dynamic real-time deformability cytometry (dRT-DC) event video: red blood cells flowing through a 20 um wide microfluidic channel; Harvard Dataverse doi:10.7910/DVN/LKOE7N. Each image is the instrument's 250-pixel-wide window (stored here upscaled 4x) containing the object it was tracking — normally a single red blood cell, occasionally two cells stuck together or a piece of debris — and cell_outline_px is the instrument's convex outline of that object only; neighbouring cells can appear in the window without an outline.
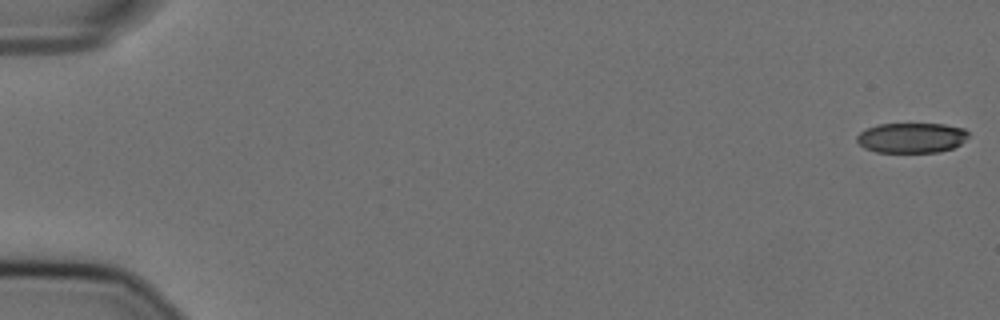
{"species": "Egyptian fruit bat (a non-hibernating species)", "species_latin": "Rousettus aegyptiacus", "temperature_condition": "cold", "stored_images_in_passage": 57, "camera_frame_rate_fps": 3000, "um_per_image_px": 0.085, "animal": {"sex": "female"}, "frame": {"image": 1, "passage_image": 1, "time_ms": 0.0, "image_size_px": [1000, 320], "cell_outline_px": [[968, 136], [960, 144], [952, 148], [940, 152], [876, 152], [864, 148], [856, 140], [856, 136], [860, 132], [868, 128], [880, 124], [944, 124], [964, 128], [968, 132]], "centroid_in_image_um": [77.48, 11.71], "position_along_channel_um": 7.5, "area_um2": 19.54}}
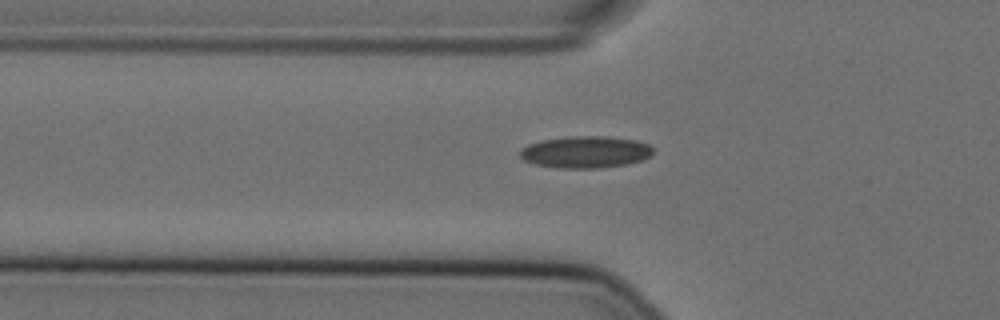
{"frame": {"image": 2, "passage_image": 20, "time_ms": 6.333, "image_size_px": [1000, 320], "cell_outline_px": [[652, 152], [648, 156], [640, 160], [624, 164], [600, 168], [560, 168], [536, 164], [524, 160], [520, 156], [520, 148], [528, 144], [540, 140], [568, 136], [604, 136], [636, 140], [648, 144], [652, 148]], "centroid_in_image_um": [49.71, 12.91], "position_along_channel_um": 76.1, "area_um2": 24.57}}
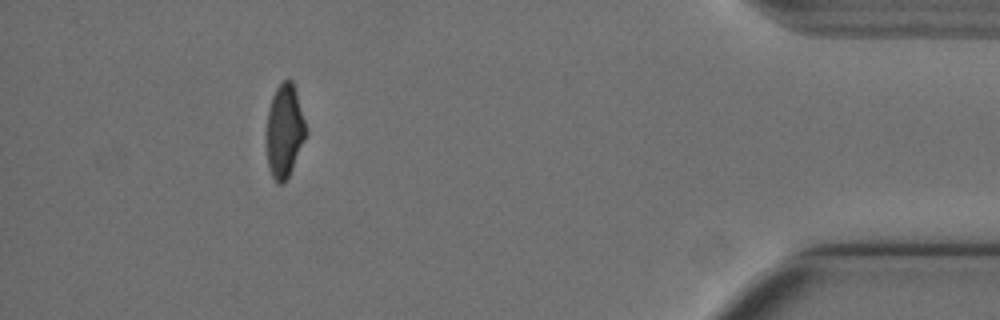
{"frame": {"image": 3, "passage_image": 52, "time_ms": 17.0, "image_size_px": [1000, 320], "cell_outline_px": [[308, 132], [292, 168], [284, 184], [276, 184], [268, 168], [264, 140], [264, 136], [268, 108], [272, 96], [276, 88], [284, 80], [292, 80], [296, 92]], "centroid_in_image_um": [24.13, 11.17], "position_along_channel_um": 411.1, "area_um2": 21.96}, "authors_computed_cell_mechanics": {"area_um2": 22.831, "velocity_mm_per_s": 3.6199, "shape_relaxation_time_tau1_ms": null, "shape_relaxation_time_tau2_ms": 2.8096, "deformation_change_tau1": null, "deformation_change_tau2": 0.0756}}